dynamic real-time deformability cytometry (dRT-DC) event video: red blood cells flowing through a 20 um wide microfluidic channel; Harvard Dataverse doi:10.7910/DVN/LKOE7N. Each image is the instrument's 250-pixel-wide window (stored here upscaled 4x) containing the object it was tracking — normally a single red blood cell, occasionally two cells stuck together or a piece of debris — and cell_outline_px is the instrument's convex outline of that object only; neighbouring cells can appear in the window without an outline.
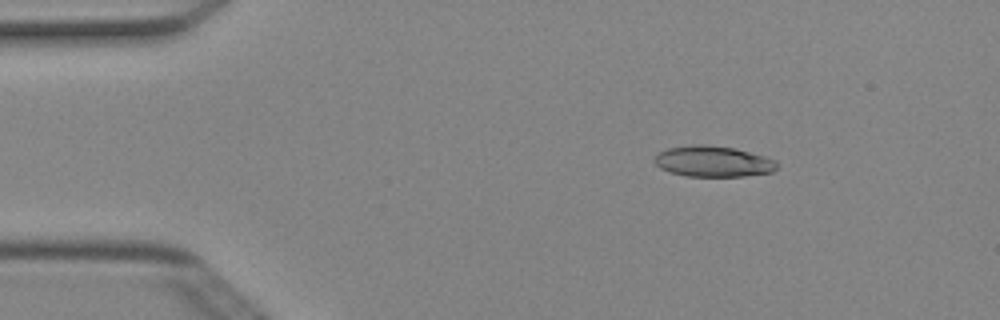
{"species": "Egyptian fruit bat (a non-hibernating species)", "species_latin": "Rousettus aegyptiacus", "temperature_condition": "cold", "stored_images_in_passage": 3, "camera_frame_rate_fps": 3000, "um_per_image_px": 0.085, "animal": {"sex": "female"}, "frame": {"image": 1, "passage_image": 1, "time_ms": 0.0, "image_size_px": [1000, 320], "cell_outline_px": [[776, 168], [772, 172], [744, 176], [688, 176], [672, 172], [660, 168], [652, 160], [660, 152], [668, 148], [692, 144], [708, 144], [736, 148], [764, 156], [776, 160]], "centroid_in_image_um": [60.61, 13.7], "position_along_channel_um": 24.4, "area_um2": 22.02}}
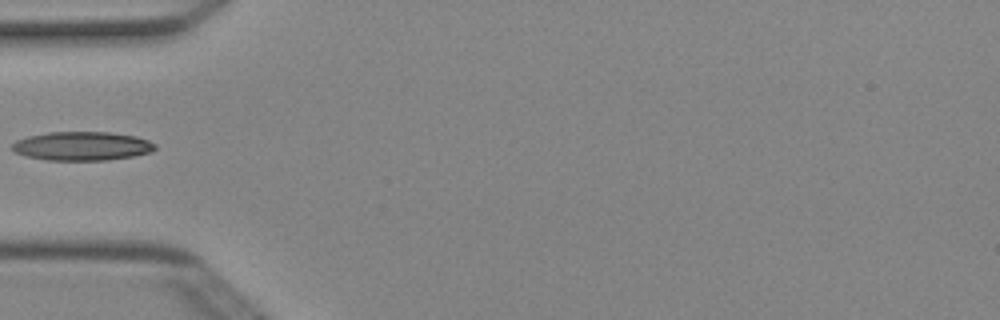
{"frame": {"image": 2, "passage_image": 3, "time_ms": 0.667, "image_size_px": [1000, 320], "cell_outline_px": [[156, 148], [148, 152], [132, 156], [108, 160], [48, 160], [24, 156], [16, 152], [12, 148], [12, 144], [16, 140], [28, 136], [48, 132], [108, 132], [136, 136], [148, 140], [156, 144]], "centroid_in_image_um": [6.95, 12.41], "position_along_channel_um": 78.0, "area_um2": 23.93}}